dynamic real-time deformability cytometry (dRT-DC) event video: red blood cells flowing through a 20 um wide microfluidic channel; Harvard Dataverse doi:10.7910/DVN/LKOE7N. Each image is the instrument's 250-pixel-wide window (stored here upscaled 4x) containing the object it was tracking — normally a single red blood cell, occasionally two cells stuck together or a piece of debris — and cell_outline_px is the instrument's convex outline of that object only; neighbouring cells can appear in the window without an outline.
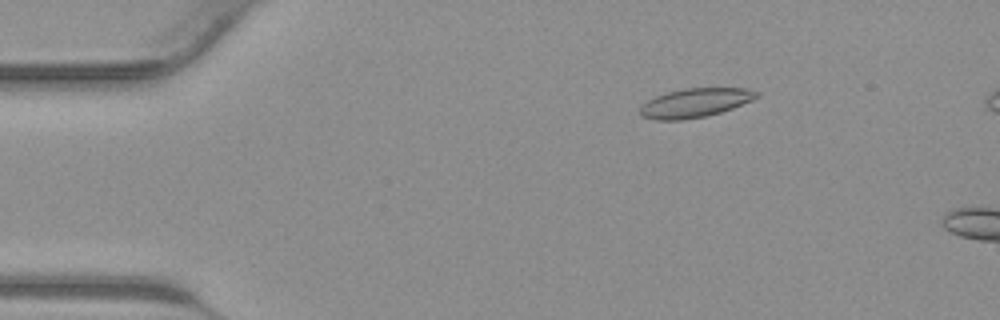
{"species": "common noctule bat (a hibernating species)", "species_latin": "Nyctalus noctula", "temperature_condition": "warm", "stored_images_in_passage": 10, "camera_frame_rate_fps": 3000, "um_per_image_px": 0.085, "animal": {"sex": "male", "body_mass_g": 23.1, "forearm_length_mm": 52.7}, "frame": {"image": 1, "passage_image": 7, "time_ms": 2.0, "image_size_px": [1000, 320], "cell_outline_px": [[760, 96], [752, 100], [732, 108], [720, 112], [704, 116], [684, 120], [656, 120], [640, 116], [640, 104], [656, 96], [668, 92], [684, 88], [748, 88], [760, 92]], "centroid_in_image_um": [59.07, 8.74], "position_along_channel_um": 25.9, "area_um2": 19.77}}